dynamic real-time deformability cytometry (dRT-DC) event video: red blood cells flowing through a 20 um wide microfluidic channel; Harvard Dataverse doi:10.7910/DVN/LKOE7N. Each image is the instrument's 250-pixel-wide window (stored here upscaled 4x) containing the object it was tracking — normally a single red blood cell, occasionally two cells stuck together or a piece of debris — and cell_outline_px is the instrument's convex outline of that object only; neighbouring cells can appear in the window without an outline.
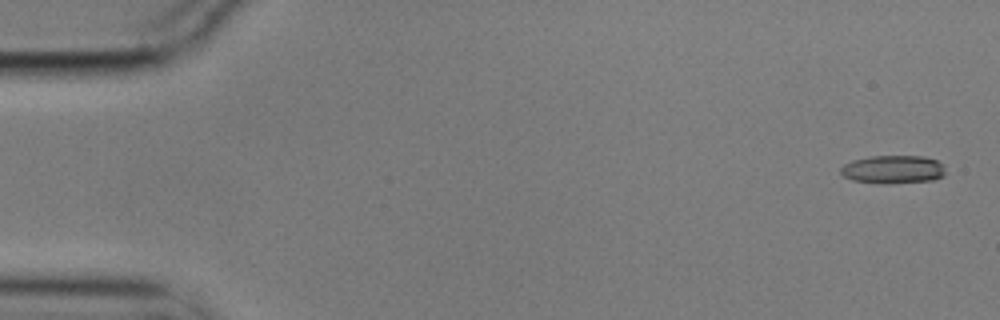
{"species": "common noctule bat (a hibernating species)", "species_latin": "Nyctalus noctula", "temperature_condition": "cold", "stored_images_in_passage": 5, "camera_frame_rate_fps": 3000, "um_per_image_px": 0.085, "animal": {"sex": "male", "body_mass_g": 17.9}, "frame": {"image": 1, "passage_image": 1, "time_ms": 0.0, "image_size_px": [1000, 320], "cell_outline_px": [[944, 176], [932, 180], [852, 180], [844, 176], [840, 172], [840, 168], [844, 164], [852, 160], [872, 156], [924, 156], [936, 160], [944, 168]], "centroid_in_image_um": [75.9, 14.33], "position_along_channel_um": 9.1, "area_um2": 16.01}}
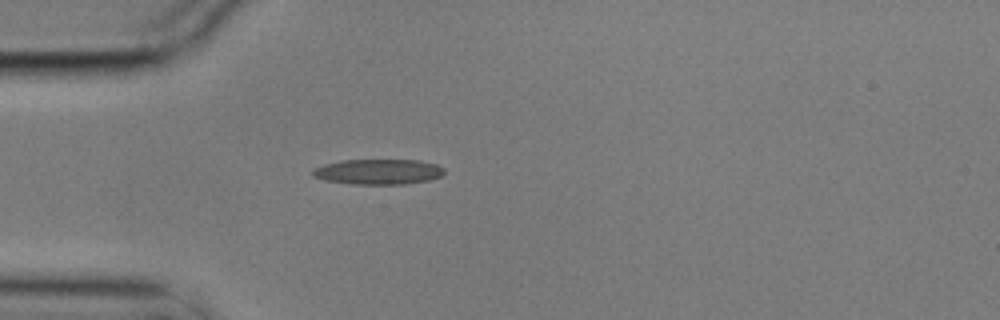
{"frame": {"image": 2, "passage_image": 5, "time_ms": 1.333, "image_size_px": [1000, 320], "cell_outline_px": [[444, 172], [440, 176], [428, 180], [404, 184], [352, 184], [324, 180], [312, 176], [312, 172], [316, 168], [324, 164], [340, 160], [420, 160], [436, 164], [444, 168]], "centroid_in_image_um": [32.14, 14.59], "position_along_channel_um": 52.9, "area_um2": 19.36}}